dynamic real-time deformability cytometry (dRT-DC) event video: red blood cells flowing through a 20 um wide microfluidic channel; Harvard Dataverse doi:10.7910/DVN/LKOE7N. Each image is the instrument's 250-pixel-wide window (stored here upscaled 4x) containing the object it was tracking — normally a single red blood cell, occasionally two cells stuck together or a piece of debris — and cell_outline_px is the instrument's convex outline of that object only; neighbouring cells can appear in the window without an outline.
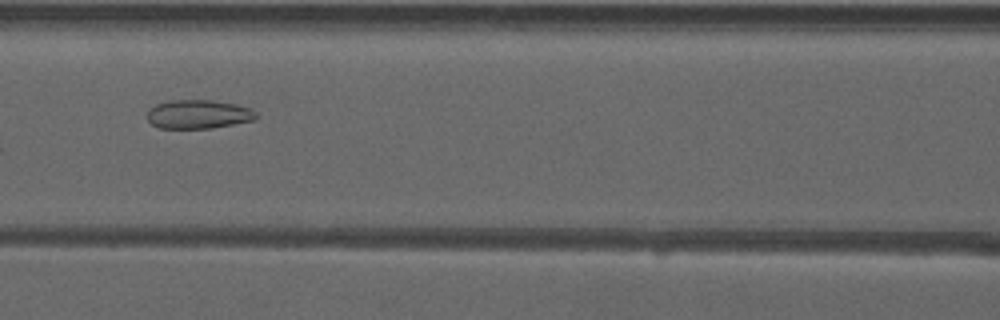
{"species": "common noctule bat (a hibernating species)", "species_latin": "Nyctalus noctula", "temperature_condition": "warm", "stored_images_in_passage": 52, "camera_frame_rate_fps": 3000, "um_per_image_px": 0.085, "animal": {"sex": "male", "forearm_length_mm": 52.5}, "frame": {"image": 1, "passage_image": 24, "time_ms": 7.667, "image_size_px": [1000, 320], "cell_outline_px": [[256, 120], [212, 128], [160, 128], [152, 124], [148, 120], [148, 112], [156, 104], [172, 100], [212, 100], [236, 104], [248, 108], [256, 112]], "centroid_in_image_um": [16.88, 9.71], "position_along_channel_um": 149.7, "area_um2": 18.15}}
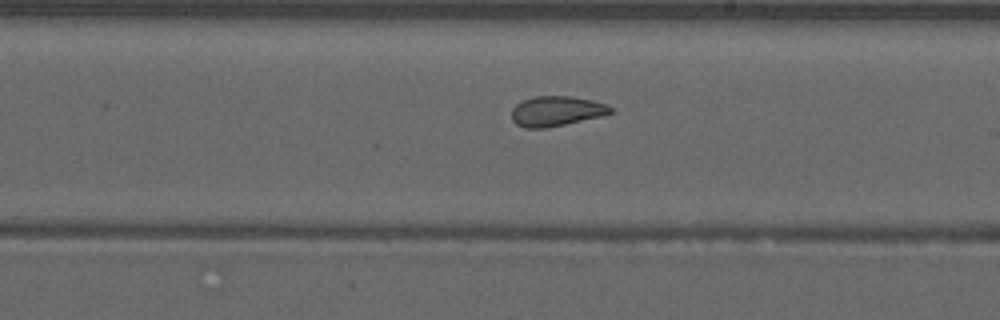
{"frame": {"image": 2, "passage_image": 31, "time_ms": 10.0, "image_size_px": [1000, 320], "cell_outline_px": [[612, 112], [604, 116], [544, 128], [524, 128], [516, 124], [512, 120], [512, 108], [516, 104], [532, 96], [568, 96], [592, 100], [608, 104], [612, 108]], "centroid_in_image_um": [47.29, 9.44], "position_along_channel_um": 241.7, "area_um2": 17.34}}
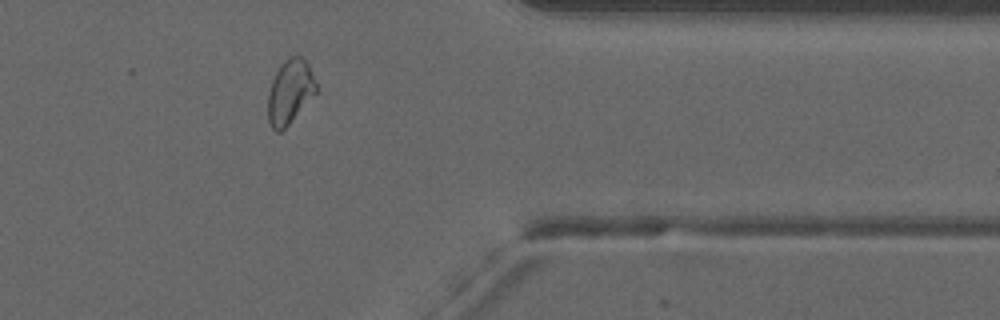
{"frame": {"image": 3, "passage_image": 43, "time_ms": 14.0, "image_size_px": [1000, 320], "cell_outline_px": [[320, 88], [288, 124], [280, 132], [276, 132], [272, 128], [268, 120], [268, 92], [272, 80], [280, 64], [288, 56], [300, 56], [308, 64]], "centroid_in_image_um": [24.65, 7.77], "position_along_channel_um": 386.7, "area_um2": 18.03}, "authors_computed_cell_mechanics": {"area_um2": 20.4612, "velocity_mm_per_s": 3.9512, "shape_relaxation_time_tau1_ms": null, "shape_relaxation_time_tau2_ms": 1.5953, "deformation_change_tau1": null, "deformation_change_tau2": 0.09}}